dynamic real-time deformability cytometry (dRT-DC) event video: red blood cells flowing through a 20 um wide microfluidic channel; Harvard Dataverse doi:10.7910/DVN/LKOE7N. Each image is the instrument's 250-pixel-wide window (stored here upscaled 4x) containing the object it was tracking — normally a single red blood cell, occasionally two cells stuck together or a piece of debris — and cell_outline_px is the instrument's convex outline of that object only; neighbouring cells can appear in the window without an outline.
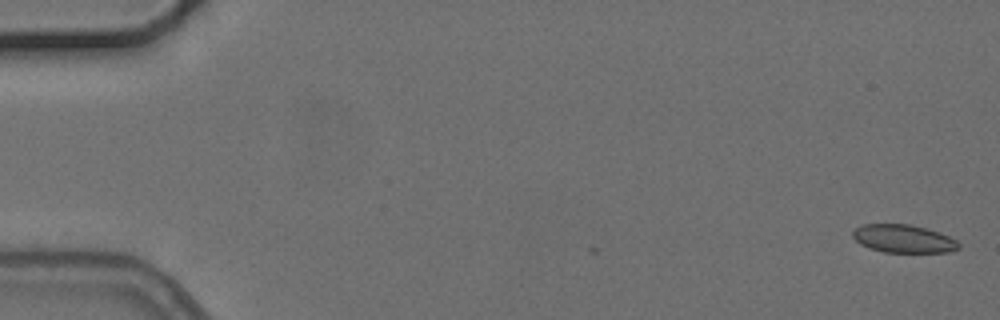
{"species": "common noctule bat (a hibernating species)", "species_latin": "Nyctalus noctula", "temperature_condition": "cold", "stored_images_in_passage": 3, "camera_frame_rate_fps": 3000, "um_per_image_px": 0.085, "animal": {"sex": "female", "body_mass_g": 24.6, "forearm_length_mm": 56.2}, "frame": {"image": 1, "passage_image": 1, "time_ms": 0.0, "image_size_px": [1000, 320], "cell_outline_px": [[960, 248], [948, 252], [884, 252], [868, 248], [860, 244], [852, 236], [852, 232], [856, 228], [864, 224], [912, 224], [940, 232], [956, 240], [960, 244]], "centroid_in_image_um": [76.8, 20.29], "position_along_channel_um": 8.2, "area_um2": 17.4}}